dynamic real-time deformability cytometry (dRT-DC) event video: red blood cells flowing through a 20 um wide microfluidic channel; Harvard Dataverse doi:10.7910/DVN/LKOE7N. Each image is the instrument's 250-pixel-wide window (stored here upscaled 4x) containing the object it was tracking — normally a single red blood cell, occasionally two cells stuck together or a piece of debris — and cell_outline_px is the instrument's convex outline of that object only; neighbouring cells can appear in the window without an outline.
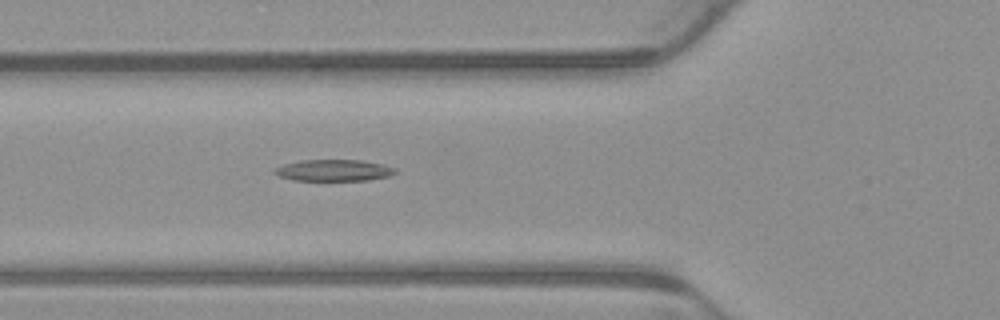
{"species": "common noctule bat (a hibernating species)", "species_latin": "Nyctalus noctula", "temperature_condition": "warm", "stored_images_in_passage": 5, "camera_frame_rate_fps": 3000, "um_per_image_px": 0.085, "animal": {"sex": "male", "body_mass_g": 23.1, "forearm_length_mm": 52.7}, "frame": {"image": 1, "passage_image": 5, "time_ms": 1.333, "image_size_px": [1000, 320], "cell_outline_px": [[396, 172], [388, 176], [368, 180], [292, 180], [276, 176], [272, 172], [276, 168], [284, 164], [300, 160], [360, 160], [384, 164], [396, 168]], "centroid_in_image_um": [28.34, 14.47], "position_along_channel_um": 97.5, "area_um2": 15.14}}